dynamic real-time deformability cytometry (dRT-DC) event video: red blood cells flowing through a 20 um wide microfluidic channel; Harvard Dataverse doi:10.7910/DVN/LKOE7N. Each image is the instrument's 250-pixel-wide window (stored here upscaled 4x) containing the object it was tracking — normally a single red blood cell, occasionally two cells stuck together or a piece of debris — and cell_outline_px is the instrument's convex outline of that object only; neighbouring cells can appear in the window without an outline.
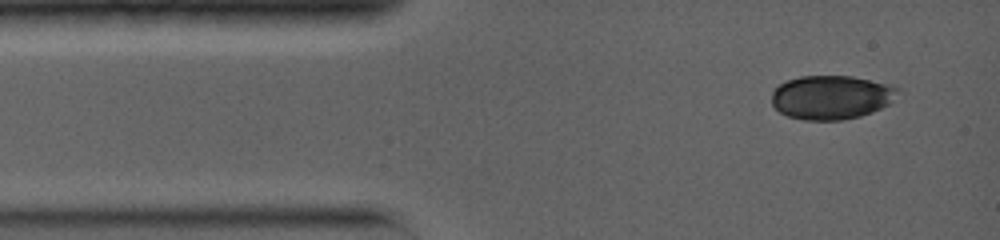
{"species": "common noctule bat (a hibernating species)", "species_latin": "Nyctalus noctula", "temperature_condition": "warm", "stored_images_in_passage": 14, "camera_frame_rate_fps": 5000, "um_per_image_px": 0.085, "animal": {"sex": "female", "body_mass_g": 19.0, "forearm_length_mm": 56.7}, "frame": {"image": 1, "passage_image": 3, "time_ms": 0.6, "image_size_px": [1000, 240], "cell_outline_px": [[896, 92], [892, 100], [888, 104], [872, 112], [860, 116], [840, 120], [804, 120], [788, 116], [780, 112], [772, 104], [772, 92], [780, 84], [788, 80], [800, 76], [852, 76], [892, 84], [896, 88]], "centroid_in_image_um": [70.64, 8.26], "position_along_channel_um": 14.4, "area_um2": 32.08}}